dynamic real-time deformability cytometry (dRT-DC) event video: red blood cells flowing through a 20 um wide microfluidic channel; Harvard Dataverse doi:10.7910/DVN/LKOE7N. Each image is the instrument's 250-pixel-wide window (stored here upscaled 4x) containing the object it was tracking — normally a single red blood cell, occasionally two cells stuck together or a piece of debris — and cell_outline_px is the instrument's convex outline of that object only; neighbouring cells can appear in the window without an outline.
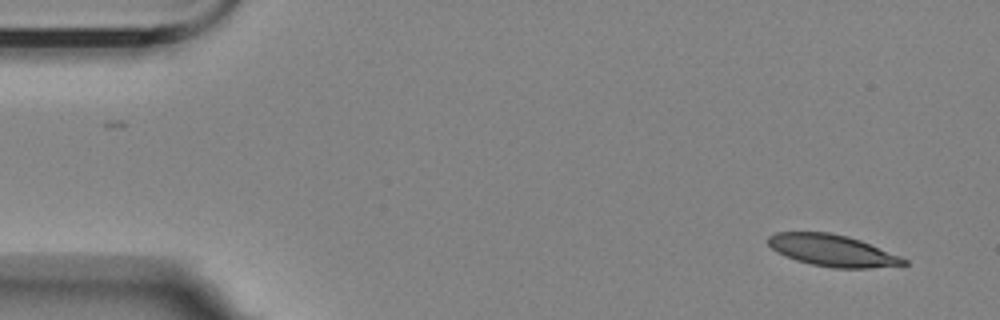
{"species": "Egyptian fruit bat (a non-hibernating species)", "species_latin": "Rousettus aegyptiacus", "temperature_condition": "room temperature", "stored_images_in_passage": 2, "camera_frame_rate_fps": 3000, "um_per_image_px": 0.085, "animal": {"sex": "female"}, "frame": {"image": 1, "passage_image": 2, "time_ms": 2.0, "image_size_px": [1000, 320], "cell_outline_px": [[908, 264], [868, 268], [832, 268], [812, 264], [796, 260], [776, 252], [768, 244], [768, 236], [776, 232], [828, 232], [848, 236], [860, 240], [900, 256], [908, 260]], "centroid_in_image_um": [70.73, 21.29], "position_along_channel_um": 14.3, "area_um2": 24.91}}